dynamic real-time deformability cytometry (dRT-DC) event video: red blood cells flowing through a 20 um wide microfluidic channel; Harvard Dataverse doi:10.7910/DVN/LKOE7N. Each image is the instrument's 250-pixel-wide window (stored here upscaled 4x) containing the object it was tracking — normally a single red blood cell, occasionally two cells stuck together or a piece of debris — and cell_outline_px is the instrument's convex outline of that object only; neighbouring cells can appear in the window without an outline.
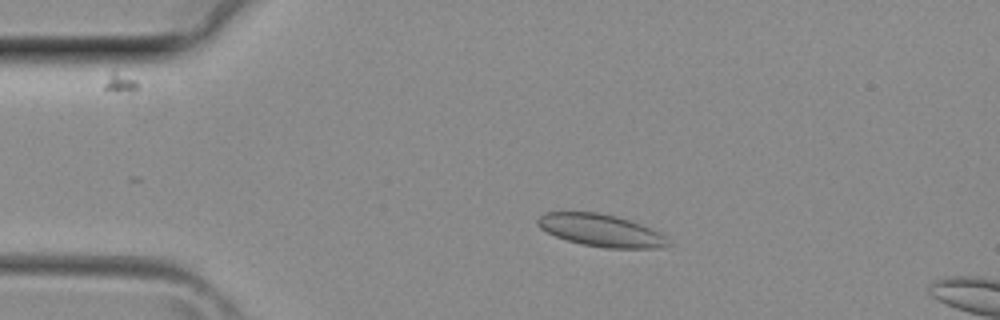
{"species": "common noctule bat (a hibernating species)", "species_latin": "Nyctalus noctula", "temperature_condition": "room temperature", "stored_images_in_passage": 8, "camera_frame_rate_fps": 3000, "um_per_image_px": 0.085, "animal": {"sex": "female", "body_mass_g": 29.2, "forearm_length_mm": 56.3}, "frame": {"image": 1, "passage_image": 5, "time_ms": 1.333, "image_size_px": [1000, 320], "cell_outline_px": [[668, 244], [664, 248], [604, 248], [584, 244], [568, 240], [556, 236], [540, 228], [536, 224], [536, 220], [544, 212], [596, 212], [616, 216], [640, 224], [660, 232], [664, 236]], "centroid_in_image_um": [51.05, 19.58], "position_along_channel_um": 33.9, "area_um2": 24.28}}